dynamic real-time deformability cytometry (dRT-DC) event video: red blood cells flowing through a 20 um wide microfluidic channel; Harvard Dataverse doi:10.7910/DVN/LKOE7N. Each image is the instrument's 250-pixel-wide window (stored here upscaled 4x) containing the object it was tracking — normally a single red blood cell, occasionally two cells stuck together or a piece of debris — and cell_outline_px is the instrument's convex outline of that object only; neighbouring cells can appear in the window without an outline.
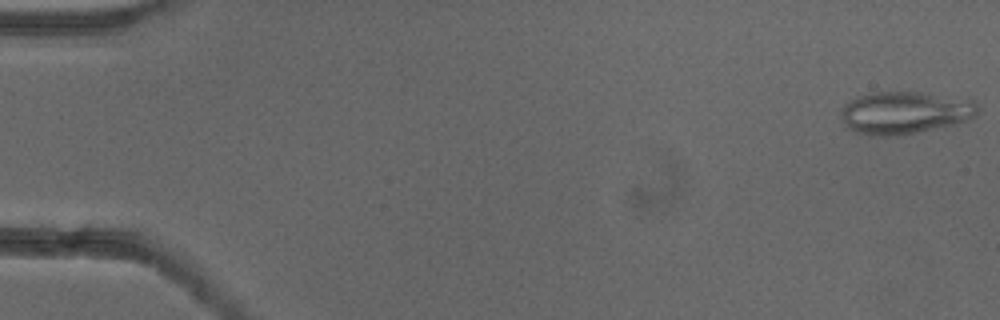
{"species": "common noctule bat (a hibernating species)", "species_latin": "Nyctalus noctula", "temperature_condition": "cold", "stored_images_in_passage": 48, "camera_frame_rate_fps": 3000, "um_per_image_px": 0.085, "animal": {"sex": "female"}, "frame": {"image": 1, "passage_image": 1, "time_ms": 0.0, "image_size_px": [1000, 320], "cell_outline_px": [[980, 108], [976, 116], [968, 120], [952, 124], [896, 136], [868, 136], [844, 128], [840, 108], [844, 104], [856, 96], [872, 92], [924, 92], [968, 96]], "centroid_in_image_um": [76.92, 9.55], "position_along_channel_um": 8.1, "area_um2": 34.68}}
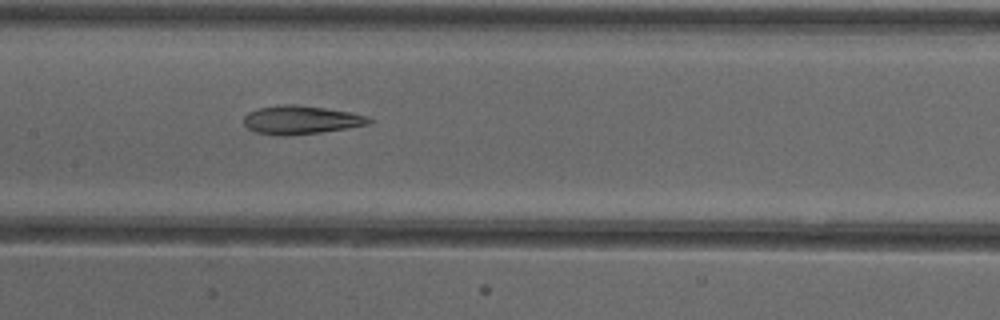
{"frame": {"image": 2, "passage_image": 26, "time_ms": 8.333, "image_size_px": [1000, 320], "cell_outline_px": [[372, 124], [348, 128], [320, 132], [288, 136], [280, 136], [256, 132], [248, 128], [244, 124], [244, 116], [248, 112], [256, 108], [284, 104], [296, 104], [352, 112], [368, 116], [372, 120]], "centroid_in_image_um": [25.59, 10.19], "position_along_channel_um": 181.8, "area_um2": 20.98}}
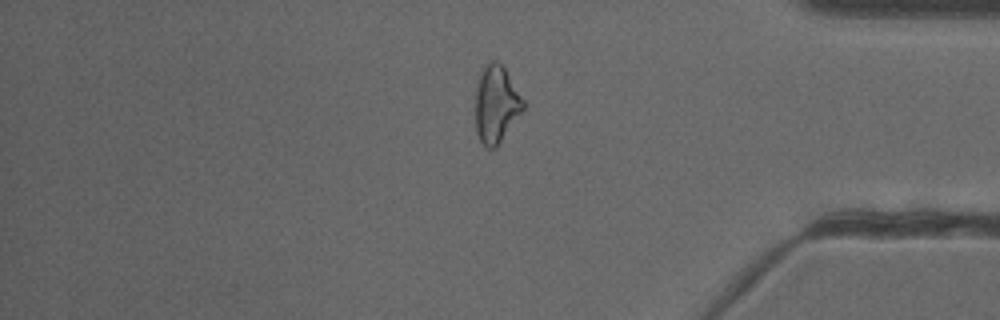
{"frame": {"image": 3, "passage_image": 44, "time_ms": 14.333, "image_size_px": [1000, 320], "cell_outline_px": [[524, 108], [496, 148], [488, 148], [480, 140], [476, 132], [476, 84], [480, 68], [484, 64], [492, 60], [496, 60], [504, 68], [524, 100]], "centroid_in_image_um": [42.15, 8.82], "position_along_channel_um": 393.1, "area_um2": 21.44}}